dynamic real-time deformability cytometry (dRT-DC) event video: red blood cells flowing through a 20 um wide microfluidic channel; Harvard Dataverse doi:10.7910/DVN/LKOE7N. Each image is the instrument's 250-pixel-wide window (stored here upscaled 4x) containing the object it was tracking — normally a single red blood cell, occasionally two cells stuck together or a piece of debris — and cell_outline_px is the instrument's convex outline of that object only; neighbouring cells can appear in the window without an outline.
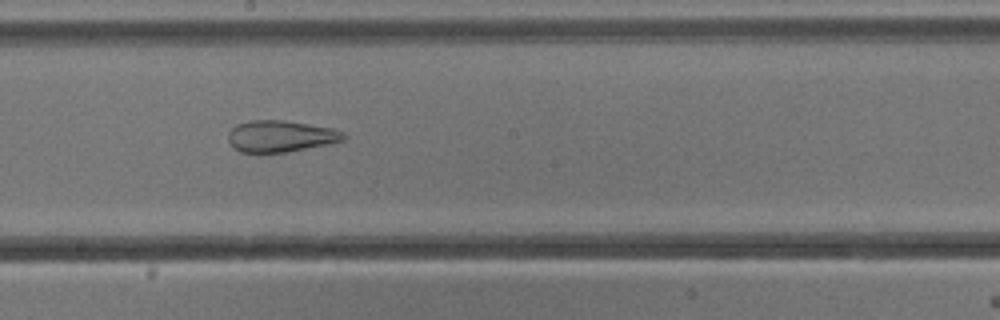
{"species": "common noctule bat (a hibernating species)", "species_latin": "Nyctalus noctula", "temperature_condition": "cold", "stored_images_in_passage": 50, "camera_frame_rate_fps": 3000, "um_per_image_px": 0.085, "animal": {"sex": "male", "body_mass_g": 13.3}, "frame": {"image": 1, "passage_image": 29, "time_ms": 9.333, "image_size_px": [1000, 320], "cell_outline_px": [[348, 136], [344, 140], [288, 152], [240, 152], [228, 140], [228, 132], [236, 124], [248, 120], [284, 120], [332, 128], [344, 132]], "centroid_in_image_um": [23.85, 11.56], "position_along_channel_um": 224.4, "area_um2": 21.1}}